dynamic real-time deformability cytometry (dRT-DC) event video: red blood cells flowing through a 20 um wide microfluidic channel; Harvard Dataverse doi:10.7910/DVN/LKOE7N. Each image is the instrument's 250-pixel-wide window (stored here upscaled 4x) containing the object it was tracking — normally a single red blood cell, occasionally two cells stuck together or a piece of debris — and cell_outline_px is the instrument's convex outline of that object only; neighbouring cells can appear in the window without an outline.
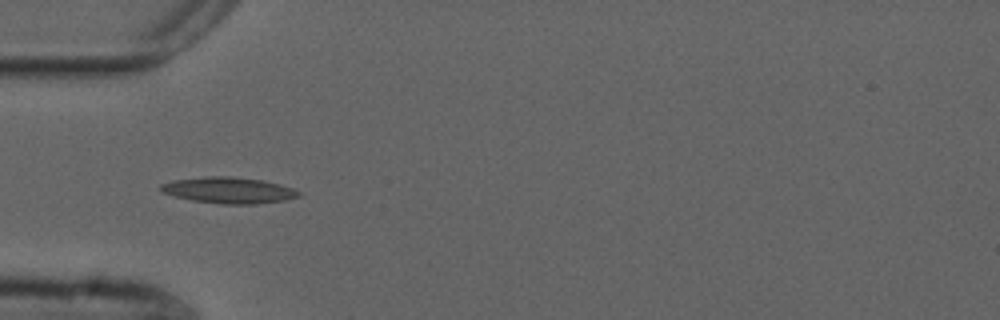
{"species": "common noctule bat (a hibernating species)", "species_latin": "Nyctalus noctula", "temperature_condition": "cold", "stored_images_in_passage": 6, "camera_frame_rate_fps": 3000, "um_per_image_px": 0.085, "animal": {"sex": "male", "forearm_length_mm": 52.5}, "frame": {"image": 1, "passage_image": 4, "time_ms": 1.0, "image_size_px": [1000, 320], "cell_outline_px": [[300, 196], [284, 200], [256, 204], [220, 204], [192, 200], [160, 192], [160, 184], [172, 180], [208, 176], [232, 176], [260, 180], [280, 184], [292, 188], [300, 192]], "centroid_in_image_um": [19.41, 16.17], "position_along_channel_um": 65.6, "area_um2": 20.98}}
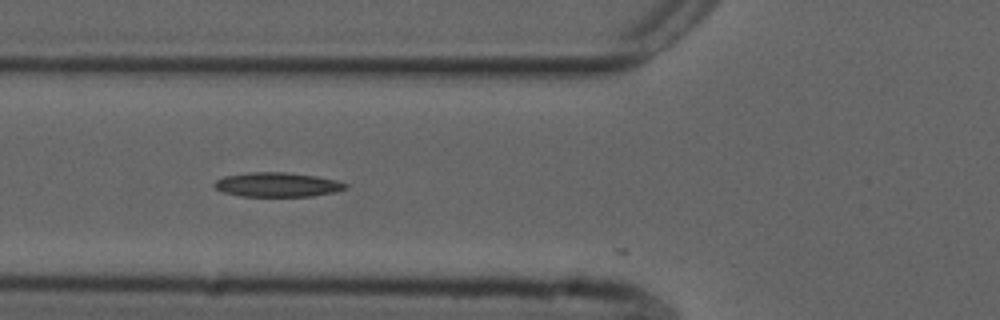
{"frame": {"image": 2, "passage_image": 5, "time_ms": 1.333, "image_size_px": [1000, 320], "cell_outline_px": [[348, 188], [336, 192], [312, 196], [240, 196], [220, 192], [212, 184], [216, 180], [224, 176], [248, 172], [284, 172], [316, 176], [336, 180], [348, 184]], "centroid_in_image_um": [23.56, 15.7], "position_along_channel_um": 102.2, "area_um2": 18.79}}
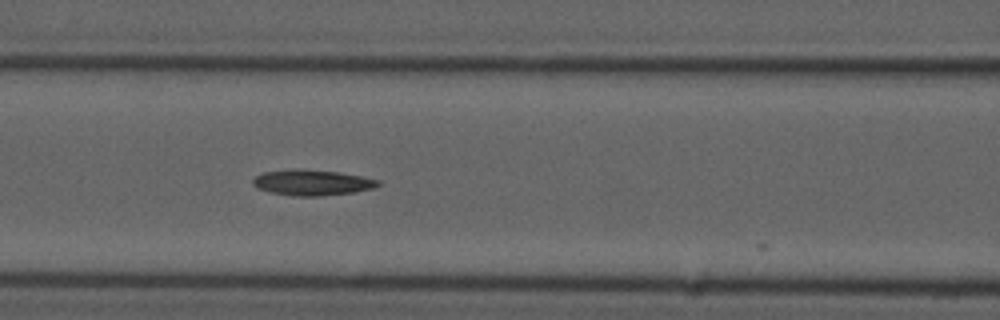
{"frame": {"image": 3, "passage_image": 6, "time_ms": 1.667, "image_size_px": [1000, 320], "cell_outline_px": [[380, 184], [376, 188], [352, 192], [320, 196], [292, 196], [272, 192], [256, 188], [252, 184], [252, 180], [256, 176], [264, 172], [300, 168], [336, 172], [360, 176], [380, 180]], "centroid_in_image_um": [26.52, 15.52], "position_along_channel_um": 140.1, "area_um2": 18.67}}